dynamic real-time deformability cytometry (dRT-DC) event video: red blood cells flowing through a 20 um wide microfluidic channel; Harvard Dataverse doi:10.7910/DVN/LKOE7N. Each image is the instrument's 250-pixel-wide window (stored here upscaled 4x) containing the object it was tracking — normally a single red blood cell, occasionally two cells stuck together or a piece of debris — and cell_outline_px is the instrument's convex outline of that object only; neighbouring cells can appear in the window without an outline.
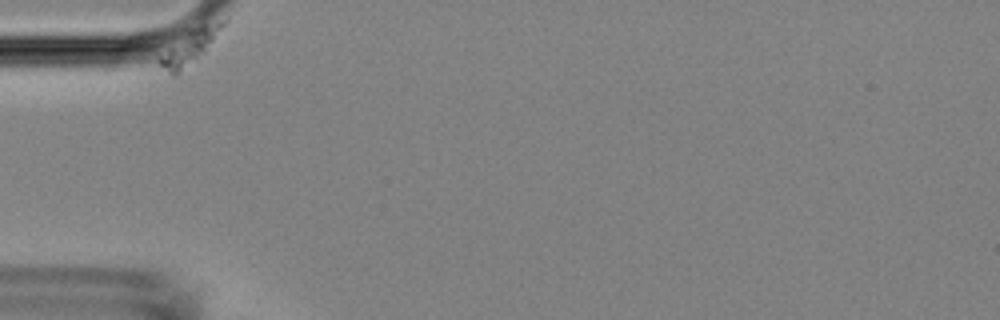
{"species": "Egyptian fruit bat (a non-hibernating species)", "species_latin": "Rousettus aegyptiacus", "temperature_condition": "room temperature", "stored_images_in_passage": 14, "camera_frame_rate_fps": 3000, "um_per_image_px": 0.085, "animal": {"sex": "female"}, "frame": {"image": 1, "passage_image": 1, "time_ms": 0.0, "image_size_px": [1000, 320], "cell_outline_px": [[228, 20], [208, 52], [200, 60], [176, 76], [172, 76], [160, 64], [160, 56], [168, 48], [188, 32], [200, 24], [224, 20]], "centroid_in_image_um": [16.24, 4.04], "position_along_channel_um": 68.8, "area_um2": 12.89}}
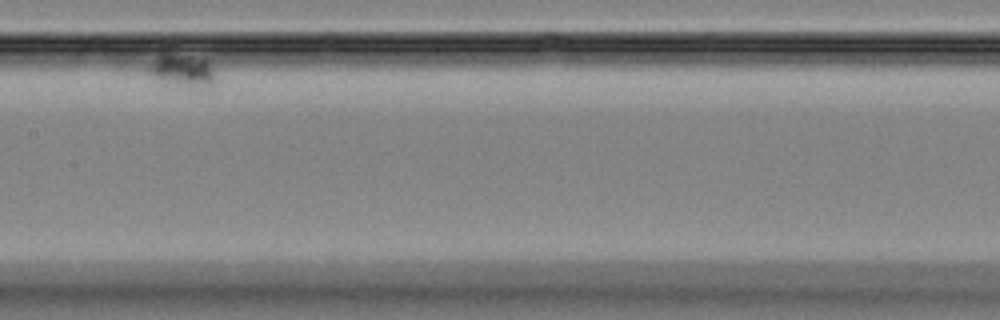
{"frame": {"image": 2, "passage_image": 7, "time_ms": 7.667, "image_size_px": [1000, 320], "cell_outline_px": [[220, 80], [212, 88], [188, 88], [164, 84], [156, 80], [144, 68], [168, 44], [172, 44], [204, 56], [216, 68]], "centroid_in_image_um": [15.54, 5.84], "position_along_channel_um": 191.9, "area_um2": 16.13}}
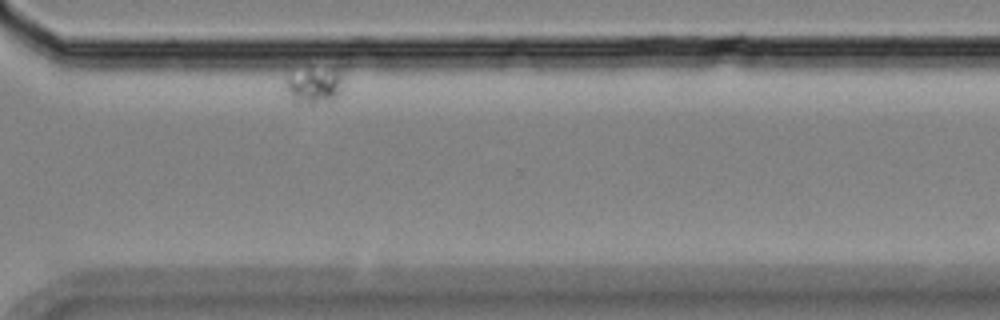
{"frame": {"image": 3, "passage_image": 14, "time_ms": 16.667, "image_size_px": [1000, 320], "cell_outline_px": [[340, 92], [336, 100], [312, 104], [292, 104], [284, 84], [284, 80], [288, 76], [308, 72], [332, 68], [340, 76]], "centroid_in_image_um": [26.64, 7.39], "position_along_channel_um": 344.0, "area_um2": 11.68}}